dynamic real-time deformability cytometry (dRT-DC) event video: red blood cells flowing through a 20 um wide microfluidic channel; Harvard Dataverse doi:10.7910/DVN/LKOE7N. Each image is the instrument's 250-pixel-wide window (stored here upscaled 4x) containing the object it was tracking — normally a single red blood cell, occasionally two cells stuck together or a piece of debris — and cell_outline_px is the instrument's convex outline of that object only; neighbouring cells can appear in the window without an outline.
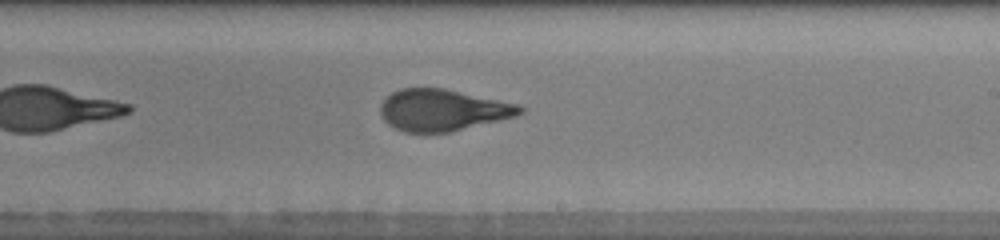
{"species": "human", "species_latin": "Homo sapiens", "temperature_condition": "warm", "stored_images_in_passage": 35, "camera_frame_rate_fps": 3000, "um_per_image_px": 0.085, "donor": {"sex": "male"}, "frame": {"image": 1, "passage_image": 16, "time_ms": 5.0, "image_size_px": [1000, 240], "cell_outline_px": [[524, 112], [516, 116], [500, 120], [448, 132], [404, 132], [392, 128], [384, 120], [380, 112], [380, 104], [392, 92], [400, 88], [444, 88], [520, 104], [524, 108]], "centroid_in_image_um": [37.62, 9.35], "position_along_channel_um": 251.4, "area_um2": 33.87}, "authors_computed_cell_mechanics": {"area_um2": 34.5066, "velocity_mm_per_s": 4.039, "shape_relaxation_time_tau1_ms": 4.46, "shape_relaxation_time_tau2_ms": 0.8259, "deformation_change_tau1": 0.2227, "deformation_change_tau2": 0.0896}}